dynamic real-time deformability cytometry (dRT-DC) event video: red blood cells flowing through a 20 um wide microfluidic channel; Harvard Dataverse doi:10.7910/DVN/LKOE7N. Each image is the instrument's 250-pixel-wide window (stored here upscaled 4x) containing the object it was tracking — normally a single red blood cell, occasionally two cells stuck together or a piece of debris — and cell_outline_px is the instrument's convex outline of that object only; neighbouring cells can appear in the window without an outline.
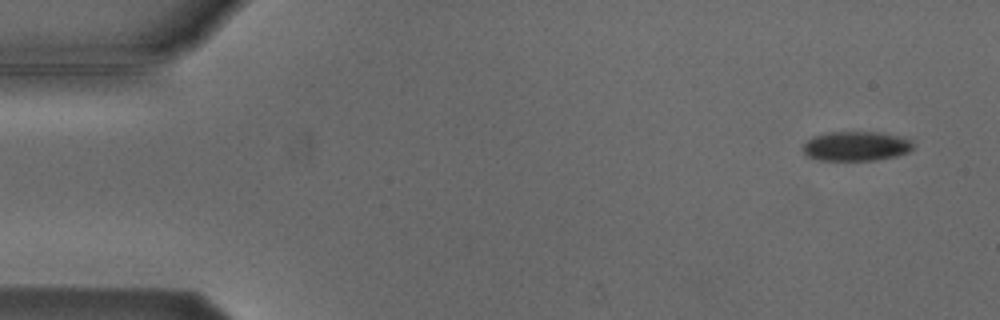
{"species": "Egyptian fruit bat (a non-hibernating species)", "species_latin": "Rousettus aegyptiacus", "temperature_condition": "cold", "stored_images_in_passage": 5, "camera_frame_rate_fps": 3000, "um_per_image_px": 0.085, "animal": {"sex": "male"}, "frame": {"image": 1, "passage_image": 1, "time_ms": 0.0, "image_size_px": [1000, 320], "cell_outline_px": [[916, 144], [908, 152], [896, 156], [872, 160], [816, 160], [808, 156], [804, 152], [804, 144], [812, 136], [828, 132], [876, 132], [900, 136], [912, 140]], "centroid_in_image_um": [72.79, 12.42], "position_along_channel_um": 12.2, "area_um2": 18.96}}
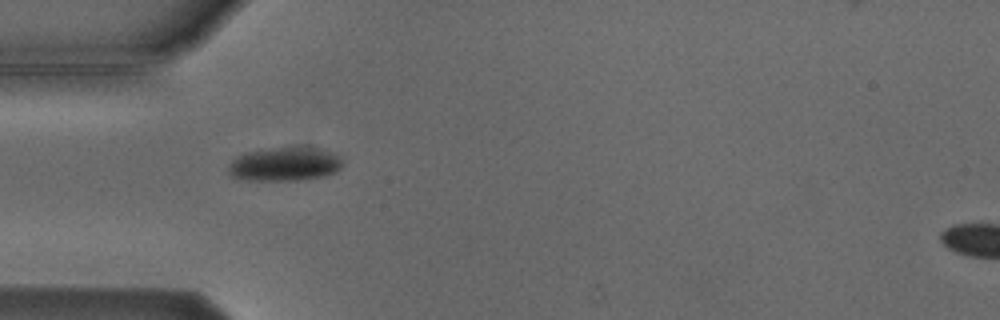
{"frame": {"image": 2, "passage_image": 4, "time_ms": 4.333, "image_size_px": [1000, 320], "cell_outline_px": [[344, 160], [340, 168], [336, 172], [324, 176], [300, 180], [248, 180], [232, 176], [228, 172], [228, 164], [236, 156], [244, 152], [296, 144], [316, 148], [332, 152], [340, 156]], "centroid_in_image_um": [24.22, 13.91], "position_along_channel_um": 60.8, "area_um2": 23.18}}
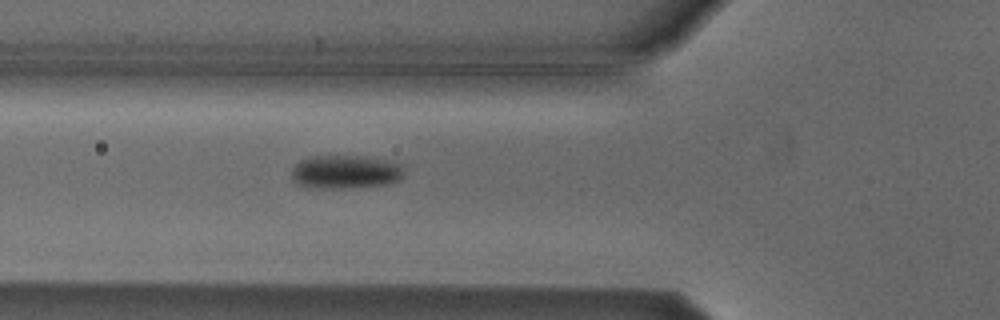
{"frame": {"image": 3, "passage_image": 5, "time_ms": 5.333, "image_size_px": [1000, 320], "cell_outline_px": [[404, 176], [400, 180], [388, 184], [348, 188], [312, 188], [296, 184], [292, 180], [292, 168], [300, 160], [308, 156], [368, 156], [388, 160], [404, 164]], "centroid_in_image_um": [29.39, 14.61], "position_along_channel_um": 96.4, "area_um2": 22.54}}